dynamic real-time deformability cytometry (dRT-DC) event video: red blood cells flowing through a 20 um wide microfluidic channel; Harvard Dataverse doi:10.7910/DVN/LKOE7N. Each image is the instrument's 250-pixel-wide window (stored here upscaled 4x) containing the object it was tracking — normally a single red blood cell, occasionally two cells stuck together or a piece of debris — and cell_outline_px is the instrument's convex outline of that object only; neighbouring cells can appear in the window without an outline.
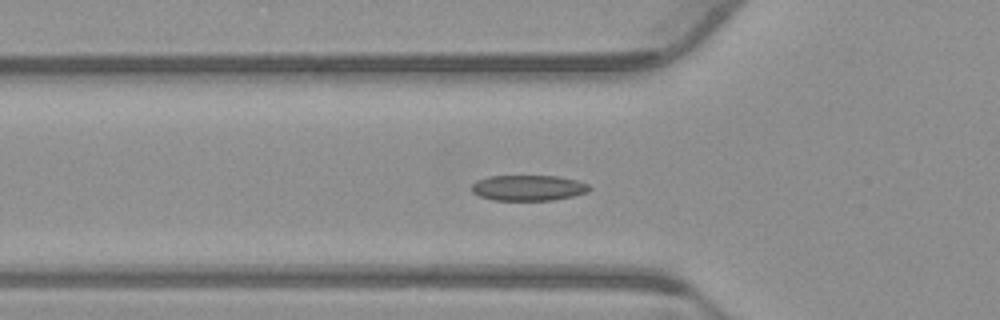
{"species": "common noctule bat (a hibernating species)", "species_latin": "Nyctalus noctula", "temperature_condition": "warm", "stored_images_in_passage": 56, "camera_frame_rate_fps": 3000, "um_per_image_px": 0.085, "animal": {"sex": "male", "body_mass_g": 23.1, "forearm_length_mm": 52.7}, "frame": {"image": 1, "passage_image": 19, "time_ms": 6.0, "image_size_px": [1000, 320], "cell_outline_px": [[592, 188], [588, 192], [572, 196], [552, 200], [492, 200], [480, 196], [472, 192], [472, 184], [476, 180], [488, 176], [556, 176], [576, 180], [588, 184]], "centroid_in_image_um": [44.89, 15.97], "position_along_channel_um": 80.9, "area_um2": 17.57}}
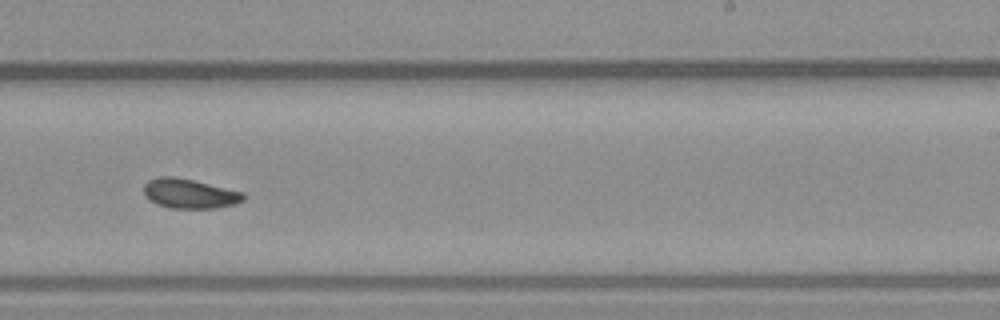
{"frame": {"image": 2, "passage_image": 34, "time_ms": 11.0, "image_size_px": [1000, 320], "cell_outline_px": [[244, 200], [236, 204], [216, 208], [172, 208], [156, 204], [144, 192], [144, 184], [148, 180], [156, 176], [172, 176], [192, 180], [244, 192]], "centroid_in_image_um": [16.12, 16.45], "position_along_channel_um": 272.9, "area_um2": 17.05}}
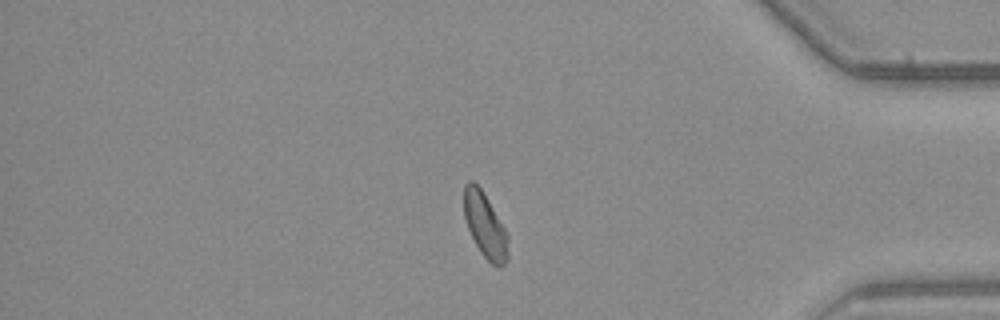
{"frame": {"image": 3, "passage_image": 46, "time_ms": 15.0, "image_size_px": [1000, 320], "cell_outline_px": [[508, 260], [500, 268], [492, 264], [480, 252], [468, 228], [464, 216], [464, 184], [468, 180], [472, 180], [480, 188], [488, 200], [504, 228], [508, 236]], "centroid_in_image_um": [41.23, 19.17], "position_along_channel_um": 394.0, "area_um2": 16.47}, "authors_computed_cell_mechanics": {"area_um2": 17.34, "velocity_mm_per_s": 3.8259, "shape_relaxation_time_tau1_ms": 3.3006, "shape_relaxation_time_tau2_ms": 3.3216, "deformation_change_tau1": 0.1001, "deformation_change_tau2": 0.0791}}